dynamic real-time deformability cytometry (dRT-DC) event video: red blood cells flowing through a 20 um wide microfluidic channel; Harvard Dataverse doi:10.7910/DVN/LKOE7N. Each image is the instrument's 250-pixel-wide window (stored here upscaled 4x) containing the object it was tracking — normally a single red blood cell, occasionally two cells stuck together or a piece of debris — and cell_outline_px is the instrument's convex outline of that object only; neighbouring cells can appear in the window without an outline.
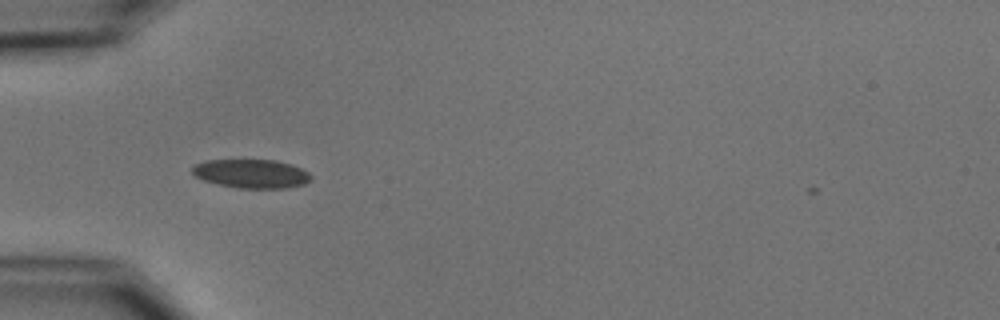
{"species": "common noctule bat (a hibernating species)", "species_latin": "Nyctalus noctula", "temperature_condition": "cold", "stored_images_in_passage": 2, "camera_frame_rate_fps": 3000, "um_per_image_px": 0.085, "animal": {"sex": "male", "body_mass_g": 15.6}, "frame": {"image": 1, "passage_image": 1, "time_ms": 0.0, "image_size_px": [1000, 320], "cell_outline_px": [[312, 180], [304, 184], [288, 188], [236, 188], [204, 180], [196, 176], [192, 172], [192, 168], [196, 164], [204, 160], [276, 160], [292, 164], [308, 172], [312, 176]], "centroid_in_image_um": [21.41, 14.76], "position_along_channel_um": 63.6, "area_um2": 19.94}}